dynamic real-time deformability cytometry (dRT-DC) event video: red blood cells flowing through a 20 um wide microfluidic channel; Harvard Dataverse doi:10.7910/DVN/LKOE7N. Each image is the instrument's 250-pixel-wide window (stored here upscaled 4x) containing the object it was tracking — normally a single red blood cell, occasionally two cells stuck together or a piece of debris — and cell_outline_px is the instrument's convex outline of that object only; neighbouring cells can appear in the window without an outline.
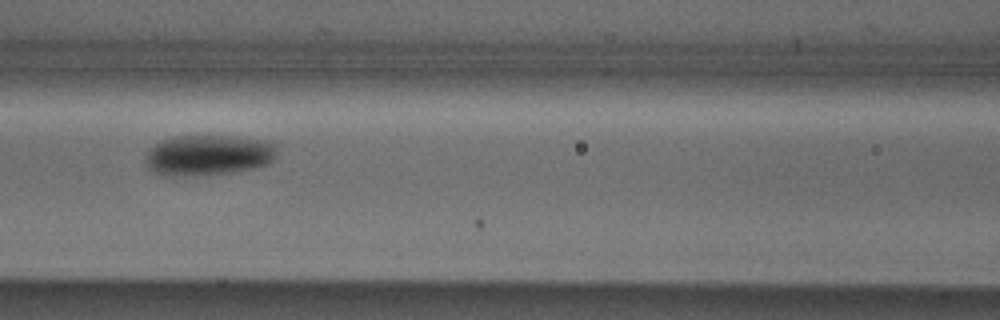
{"species": "Egyptian fruit bat (a non-hibernating species)", "species_latin": "Rousettus aegyptiacus", "temperature_condition": "cold", "stored_images_in_passage": 7, "camera_frame_rate_fps": 3000, "um_per_image_px": 0.085, "animal": {"sex": "male"}, "frame": {"image": 1, "passage_image": 6, "time_ms": 1.667, "image_size_px": [1000, 320], "cell_outline_px": [[276, 156], [268, 164], [252, 168], [232, 172], [196, 176], [172, 176], [156, 172], [148, 168], [144, 160], [148, 148], [160, 140], [172, 136], [236, 136], [264, 140], [276, 144]], "centroid_in_image_um": [17.67, 13.17], "position_along_channel_um": 148.9, "area_um2": 31.44}}